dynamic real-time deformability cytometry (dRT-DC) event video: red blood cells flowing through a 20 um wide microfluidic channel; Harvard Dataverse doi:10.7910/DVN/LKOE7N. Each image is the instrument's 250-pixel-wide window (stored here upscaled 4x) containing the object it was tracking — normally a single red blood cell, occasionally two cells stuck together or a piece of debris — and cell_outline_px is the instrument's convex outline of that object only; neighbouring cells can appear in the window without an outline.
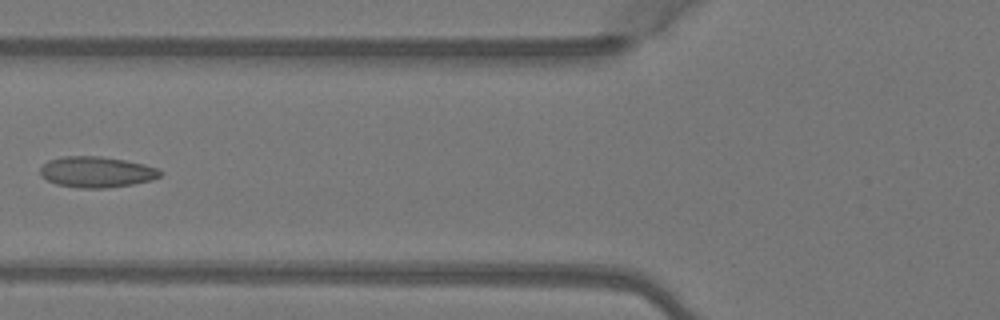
{"species": "Egyptian fruit bat (a non-hibernating species)", "species_latin": "Rousettus aegyptiacus", "temperature_condition": "warm", "stored_images_in_passage": 6, "camera_frame_rate_fps": 3000, "um_per_image_px": 0.085, "animal": {"sex": "female"}, "frame": {"image": 1, "passage_image": 5, "time_ms": 1.333, "image_size_px": [1000, 320], "cell_outline_px": [[164, 172], [160, 176], [152, 180], [132, 184], [108, 188], [80, 188], [56, 184], [48, 180], [40, 172], [40, 168], [48, 160], [60, 156], [100, 156], [124, 160], [144, 164], [156, 168]], "centroid_in_image_um": [8.22, 14.61], "position_along_channel_um": 117.6, "area_um2": 21.56}}
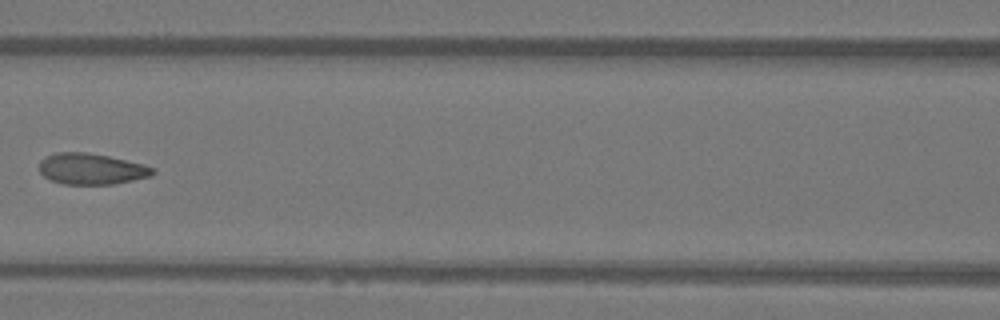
{"frame": {"image": 2, "passage_image": 6, "time_ms": 1.667, "image_size_px": [1000, 320], "cell_outline_px": [[156, 172], [152, 176], [112, 184], [64, 184], [48, 180], [40, 172], [40, 160], [44, 156], [56, 152], [84, 152], [108, 156], [144, 164], [156, 168]], "centroid_in_image_um": [7.76, 14.35], "position_along_channel_um": 158.8, "area_um2": 20.69}}